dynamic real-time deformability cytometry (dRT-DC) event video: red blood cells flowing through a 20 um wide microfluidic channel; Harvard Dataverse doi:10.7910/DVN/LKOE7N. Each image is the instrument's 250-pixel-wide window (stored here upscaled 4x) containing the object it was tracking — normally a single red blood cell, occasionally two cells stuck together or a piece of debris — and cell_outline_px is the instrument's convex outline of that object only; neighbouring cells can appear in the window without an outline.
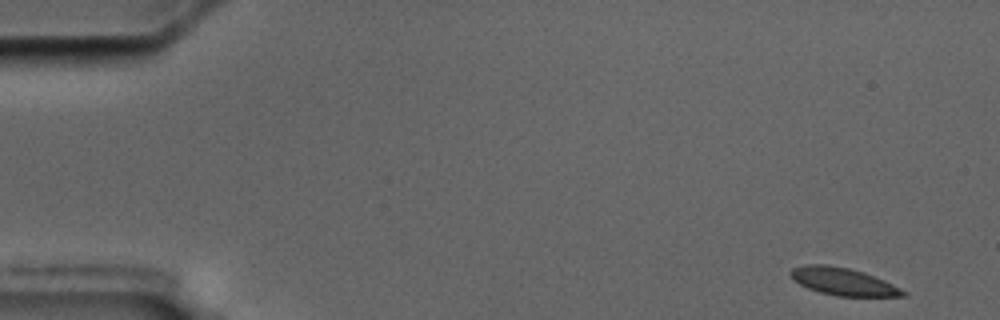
{"species": "common noctule bat (a hibernating species)", "species_latin": "Nyctalus noctula", "temperature_condition": "cold", "stored_images_in_passage": 55, "camera_frame_rate_fps": 3000, "um_per_image_px": 0.085, "animal": {"sex": "male", "body_mass_g": 17.5, "forearm_length_mm": 52.3}, "frame": {"image": 1, "passage_image": 1, "time_ms": 0.0, "image_size_px": [1000, 320], "cell_outline_px": [[908, 296], [836, 296], [820, 292], [808, 288], [792, 280], [788, 272], [792, 268], [804, 264], [828, 264], [848, 268], [864, 272], [884, 280], [908, 292]], "centroid_in_image_um": [71.64, 23.92], "position_along_channel_um": 13.4, "area_um2": 18.15}}
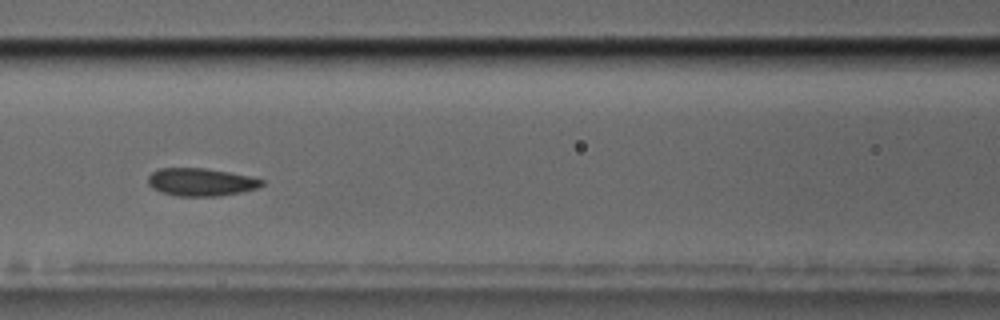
{"frame": {"image": 2, "passage_image": 23, "time_ms": 7.333, "image_size_px": [1000, 320], "cell_outline_px": [[264, 184], [256, 188], [240, 192], [216, 196], [180, 196], [160, 192], [152, 188], [148, 184], [148, 176], [152, 172], [160, 168], [204, 168], [228, 172], [248, 176], [264, 180]], "centroid_in_image_um": [17.04, 15.47], "position_along_channel_um": 149.6, "area_um2": 18.26}}
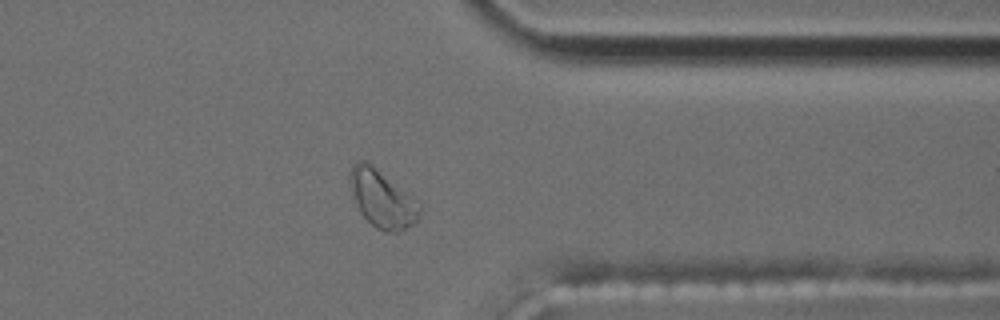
{"frame": {"image": 3, "passage_image": 43, "time_ms": 14.0, "image_size_px": [1000, 320], "cell_outline_px": [[420, 212], [416, 220], [412, 224], [400, 232], [384, 232], [376, 228], [360, 212], [356, 204], [348, 180], [352, 164], [360, 160], [364, 160], [372, 164], [416, 196], [420, 204]], "centroid_in_image_um": [32.5, 16.87], "position_along_channel_um": 378.9, "area_um2": 23.76}, "authors_computed_cell_mechanics": {"area_um2": 18.8428, "velocity_mm_per_s": 3.5277, "shape_relaxation_time_tau1_ms": null, "shape_relaxation_time_tau2_ms": 2.4714, "deformation_change_tau1": null, "deformation_change_tau2": 0.06}}